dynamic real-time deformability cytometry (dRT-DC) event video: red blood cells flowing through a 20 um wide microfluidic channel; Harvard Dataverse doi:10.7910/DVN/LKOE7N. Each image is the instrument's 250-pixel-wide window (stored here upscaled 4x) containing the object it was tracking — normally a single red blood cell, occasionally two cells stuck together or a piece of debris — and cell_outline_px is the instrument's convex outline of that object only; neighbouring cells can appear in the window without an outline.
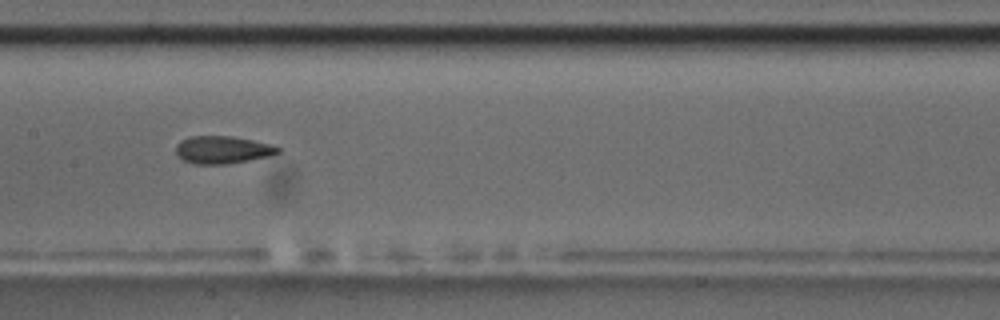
{"species": "common noctule bat (a hibernating species)", "species_latin": "Nyctalus noctula", "temperature_condition": "room temperature", "stored_images_in_passage": 15, "camera_frame_rate_fps": 3000, "um_per_image_px": 0.085, "animal": {"sex": "male", "body_mass_g": 17.5, "forearm_length_mm": 52.3}, "frame": {"image": 1, "passage_image": 7, "time_ms": 8.667, "image_size_px": [1000, 320], "cell_outline_px": [[280, 152], [268, 156], [248, 160], [224, 164], [196, 164], [184, 160], [176, 152], [176, 144], [180, 140], [188, 136], [232, 136], [252, 140], [268, 144], [280, 148]], "centroid_in_image_um": [18.88, 12.72], "position_along_channel_um": 188.5, "area_um2": 16.18}, "authors_computed_cell_mechanics": {"area_um2": 16.9354, "velocity_mm_per_s": 3.5707, "shape_relaxation_time_tau1_ms": 6.1035, "shape_relaxation_time_tau2_ms": 1.8669, "deformation_change_tau1": 0.1145, "deformation_change_tau2": 0.0741}}